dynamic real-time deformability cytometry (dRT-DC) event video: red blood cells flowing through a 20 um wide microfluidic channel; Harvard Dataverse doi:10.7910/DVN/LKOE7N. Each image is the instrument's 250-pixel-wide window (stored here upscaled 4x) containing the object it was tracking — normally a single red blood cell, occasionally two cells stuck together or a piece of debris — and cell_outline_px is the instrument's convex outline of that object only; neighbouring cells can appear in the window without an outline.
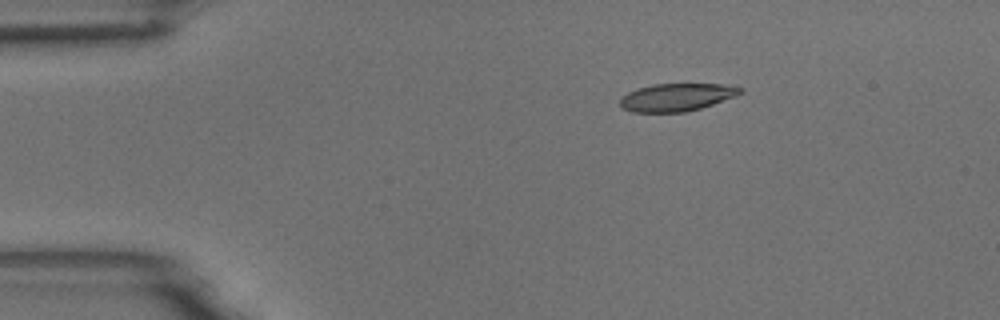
{"species": "common noctule bat (a hibernating species)", "species_latin": "Nyctalus noctula", "temperature_condition": "room temperature", "stored_images_in_passage": 3, "camera_frame_rate_fps": 3000, "um_per_image_px": 0.085, "animal": {"sex": "male", "body_mass_g": 18.8}, "frame": {"image": 1, "passage_image": 1, "time_ms": 0.0, "image_size_px": [1000, 320], "cell_outline_px": [[744, 92], [736, 96], [700, 108], [684, 112], [632, 112], [624, 108], [620, 104], [620, 96], [628, 92], [652, 84], [736, 84], [744, 88]], "centroid_in_image_um": [57.57, 8.25], "position_along_channel_um": 27.4, "area_um2": 19.54}}